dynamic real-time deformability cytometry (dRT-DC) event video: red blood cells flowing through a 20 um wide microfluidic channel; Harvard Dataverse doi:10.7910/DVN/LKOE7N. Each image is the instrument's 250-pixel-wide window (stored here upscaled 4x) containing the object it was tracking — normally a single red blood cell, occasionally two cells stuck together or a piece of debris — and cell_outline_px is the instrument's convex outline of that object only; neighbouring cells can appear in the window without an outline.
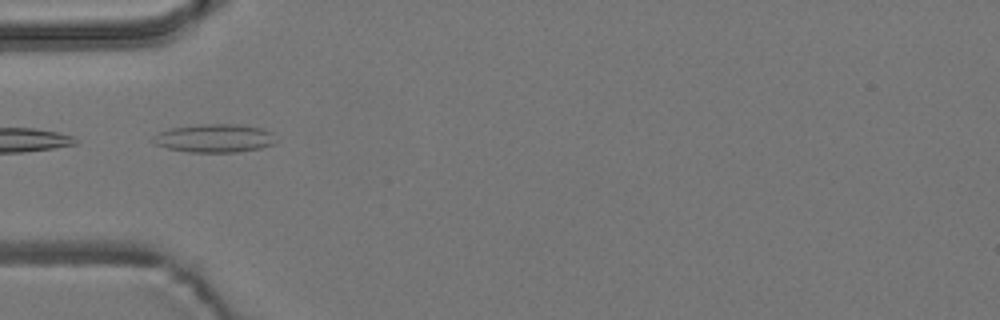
{"species": "common noctule bat (a hibernating species)", "species_latin": "Nyctalus noctula", "temperature_condition": "room temperature", "stored_images_in_passage": 4, "camera_frame_rate_fps": 3000, "um_per_image_px": 0.085, "animal": {"sex": "male", "body_mass_g": 19.2, "forearm_length_mm": 51.8}, "frame": {"image": 1, "passage_image": 3, "time_ms": 3.0, "image_size_px": [1000, 320], "cell_outline_px": [[280, 140], [276, 144], [260, 148], [236, 152], [188, 152], [168, 148], [156, 144], [152, 140], [160, 132], [172, 128], [200, 124], [236, 124], [264, 128], [272, 132]], "centroid_in_image_um": [18.35, 11.75], "position_along_channel_um": 66.6, "area_um2": 20.4}}